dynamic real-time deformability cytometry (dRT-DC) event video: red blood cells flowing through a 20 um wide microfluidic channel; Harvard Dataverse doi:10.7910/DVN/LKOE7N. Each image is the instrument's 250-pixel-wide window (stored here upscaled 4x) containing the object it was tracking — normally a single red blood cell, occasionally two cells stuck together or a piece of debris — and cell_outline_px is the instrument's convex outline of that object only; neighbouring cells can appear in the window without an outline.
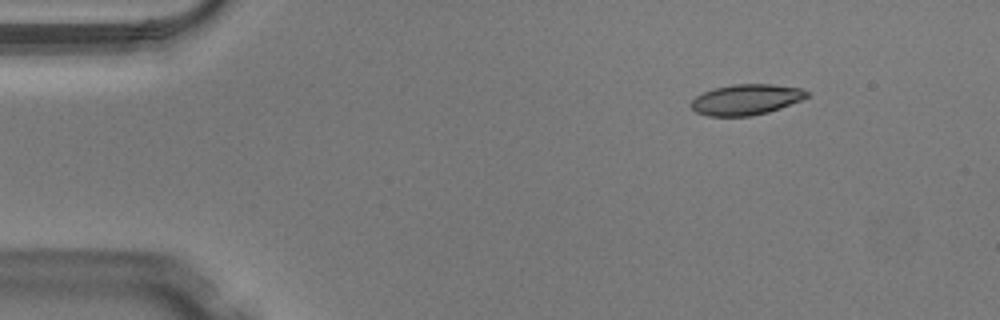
{"species": "Egyptian fruit bat (a non-hibernating species)", "species_latin": "Rousettus aegyptiacus", "temperature_condition": "warm", "stored_images_in_passage": 43, "camera_frame_rate_fps": 3000, "um_per_image_px": 0.085, "animal": {"sex": "male"}, "frame": {"image": 1, "passage_image": 1, "time_ms": 0.0, "image_size_px": [1000, 320], "cell_outline_px": [[812, 96], [780, 108], [768, 112], [748, 116], [708, 116], [696, 112], [688, 104], [696, 96], [704, 92], [716, 88], [732, 84], [772, 84], [800, 88], [812, 92]], "centroid_in_image_um": [63.46, 8.46], "position_along_channel_um": 21.5, "area_um2": 20.81}}
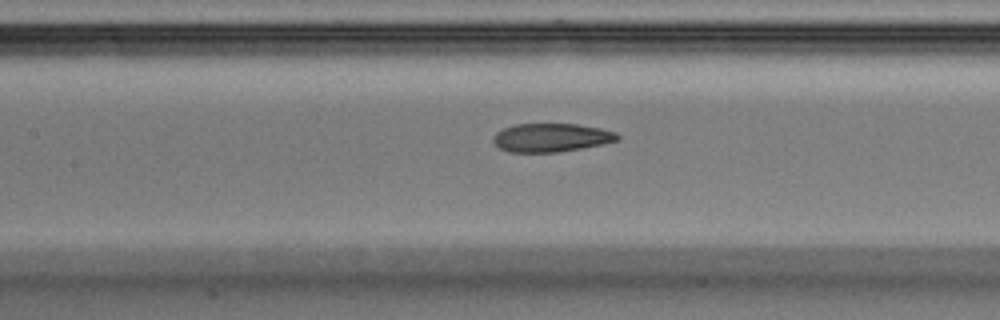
{"frame": {"image": 2, "passage_image": 17, "time_ms": 5.333, "image_size_px": [1000, 320], "cell_outline_px": [[620, 140], [580, 148], [556, 152], [508, 152], [500, 148], [492, 140], [492, 136], [496, 132], [512, 124], [576, 124], [600, 128], [616, 132], [620, 136]], "centroid_in_image_um": [46.83, 11.69], "position_along_channel_um": 160.6, "area_um2": 20.58}}
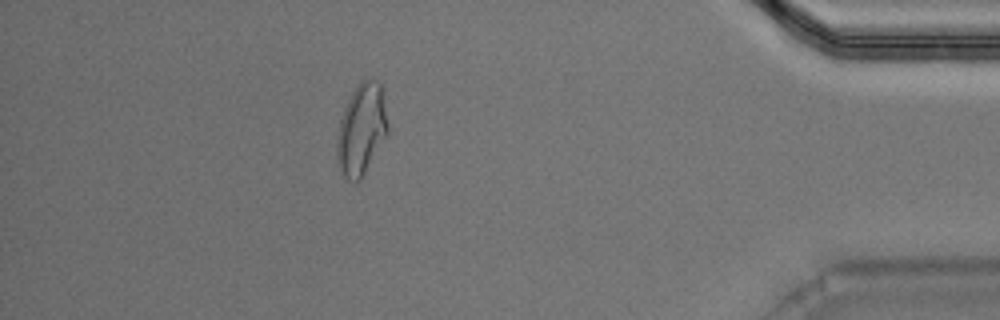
{"frame": {"image": 3, "passage_image": 38, "time_ms": 12.333, "image_size_px": [1000, 320], "cell_outline_px": [[388, 132], [360, 180], [348, 180], [340, 172], [336, 164], [336, 136], [340, 120], [344, 108], [356, 84], [360, 80], [372, 76], [380, 84], [388, 124]], "centroid_in_image_um": [30.68, 10.97], "position_along_channel_um": 404.5, "area_um2": 27.11}, "authors_computed_cell_mechanics": {"area_um2": 21.4438, "velocity_mm_per_s": 4.1221, "shape_relaxation_time_tau1_ms": null, "shape_relaxation_time_tau2_ms": 2.562, "deformation_change_tau1": null, "deformation_change_tau2": 0.0982}}